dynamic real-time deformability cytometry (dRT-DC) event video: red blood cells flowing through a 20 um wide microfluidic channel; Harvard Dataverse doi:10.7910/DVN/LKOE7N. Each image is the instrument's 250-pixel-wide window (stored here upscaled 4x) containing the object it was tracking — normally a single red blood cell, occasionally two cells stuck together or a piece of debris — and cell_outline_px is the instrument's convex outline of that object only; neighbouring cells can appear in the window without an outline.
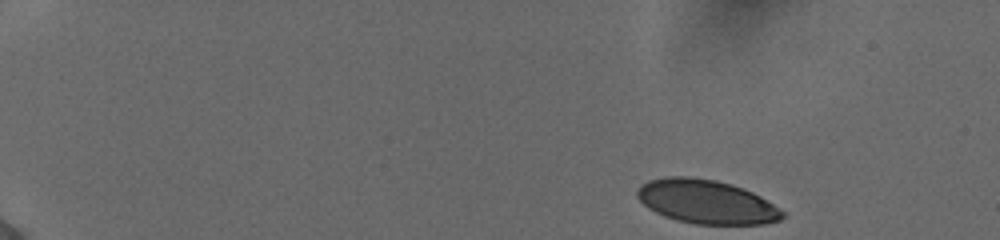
{"species": "human", "species_latin": "Homo sapiens", "temperature_condition": "cold", "stored_images_in_passage": 48, "camera_frame_rate_fps": 3000, "um_per_image_px": 0.085, "donor": {"sex": "female"}, "frame": {"image": 1, "passage_image": 1, "time_ms": 0.0, "image_size_px": [1000, 240], "cell_outline_px": [[788, 216], [780, 220], [764, 224], [696, 224], [676, 220], [664, 216], [648, 208], [636, 196], [636, 188], [640, 184], [648, 180], [664, 176], [688, 176], [716, 180], [732, 184], [744, 188], [760, 196], [784, 212]], "centroid_in_image_um": [60.02, 17.14], "position_along_channel_um": 25.0, "area_um2": 37.4}}
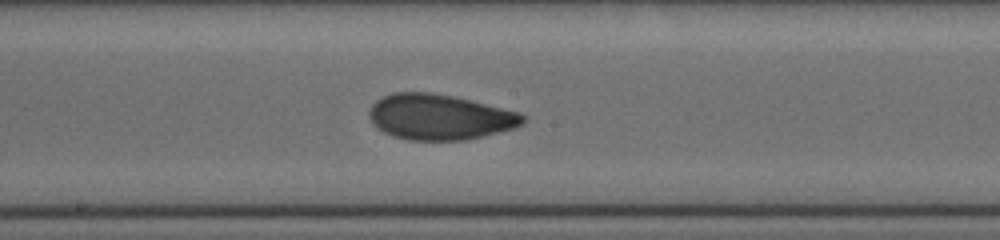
{"frame": {"image": 2, "passage_image": 26, "time_ms": 8.333, "image_size_px": [1000, 240], "cell_outline_px": [[524, 124], [512, 128], [464, 140], [408, 140], [392, 136], [376, 128], [372, 124], [368, 116], [368, 112], [372, 104], [376, 100], [392, 92], [432, 92], [452, 96], [520, 112], [524, 116]], "centroid_in_image_um": [37.3, 9.94], "position_along_channel_um": 210.9, "area_um2": 40.63}}
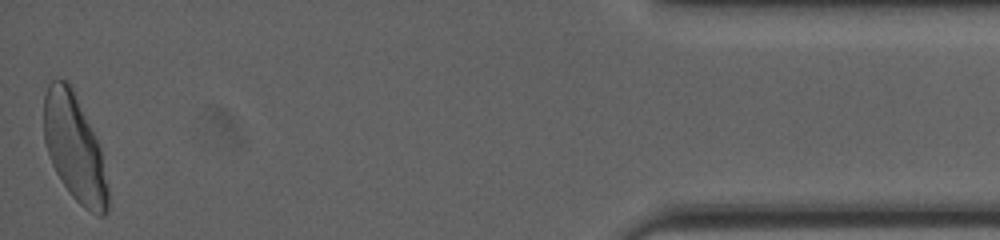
{"frame": {"image": 3, "passage_image": 48, "time_ms": 15.667, "image_size_px": [1000, 240], "cell_outline_px": [[108, 212], [104, 216], [96, 216], [84, 208], [68, 192], [56, 172], [52, 164], [44, 140], [44, 96], [48, 84], [52, 80], [68, 80], [72, 88], [100, 148], [108, 184]], "centroid_in_image_um": [6.33, 12.62], "position_along_channel_um": 428.9, "area_um2": 39.48}, "authors_computed_cell_mechanics": {"area_um2": 39.4485, "velocity_mm_per_s": 3.8778, "shape_relaxation_time_tau1_ms": 4.9041, "shape_relaxation_time_tau2_ms": 1.1234, "deformation_change_tau1": 0.155, "deformation_change_tau2": 0.0522}}